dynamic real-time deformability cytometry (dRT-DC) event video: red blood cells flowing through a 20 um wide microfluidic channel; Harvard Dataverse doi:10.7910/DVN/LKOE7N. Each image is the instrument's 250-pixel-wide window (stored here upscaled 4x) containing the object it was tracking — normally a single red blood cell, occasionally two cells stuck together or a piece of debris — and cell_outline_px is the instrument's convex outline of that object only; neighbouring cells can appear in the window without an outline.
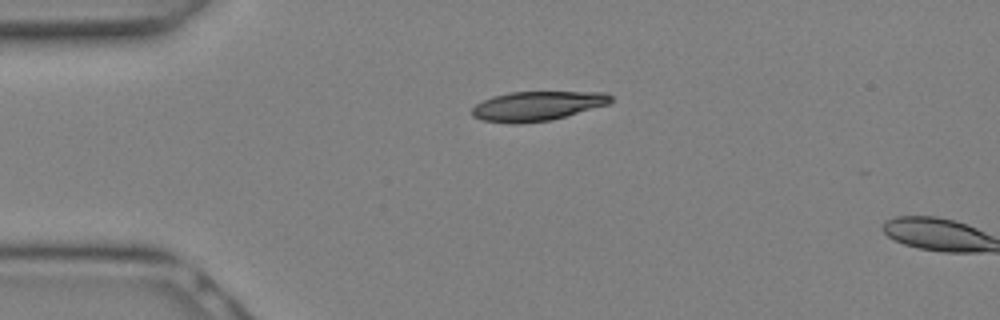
{"species": "Egyptian fruit bat (a non-hibernating species)", "species_latin": "Rousettus aegyptiacus", "temperature_condition": "warm", "stored_images_in_passage": 2, "camera_frame_rate_fps": 3000, "um_per_image_px": 0.085, "animal": {"sex": "female"}, "frame": {"image": 1, "passage_image": 1, "time_ms": 0.0, "image_size_px": [1000, 320], "cell_outline_px": [[612, 100], [608, 104], [552, 120], [516, 124], [484, 120], [472, 116], [472, 108], [476, 104], [492, 96], [508, 92], [608, 92], [612, 96]], "centroid_in_image_um": [45.67, 9.0], "position_along_channel_um": 39.3, "area_um2": 23.76}}